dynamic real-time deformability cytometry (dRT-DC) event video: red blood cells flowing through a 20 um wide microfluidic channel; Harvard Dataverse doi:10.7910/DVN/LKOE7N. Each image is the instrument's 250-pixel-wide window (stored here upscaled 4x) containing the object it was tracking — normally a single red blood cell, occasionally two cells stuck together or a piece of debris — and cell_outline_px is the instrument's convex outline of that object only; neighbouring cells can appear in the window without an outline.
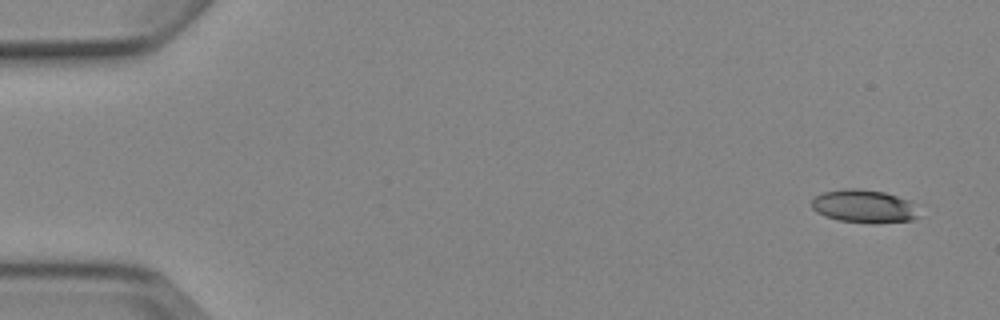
{"species": "Egyptian fruit bat (a non-hibernating species)", "species_latin": "Rousettus aegyptiacus", "temperature_condition": "cold", "stored_images_in_passage": 5, "camera_frame_rate_fps": 3000, "um_per_image_px": 0.085, "animal": {"sex": "female"}, "frame": {"image": 1, "passage_image": 1, "time_ms": 0.0, "image_size_px": [1000, 320], "cell_outline_px": [[924, 216], [912, 220], [876, 224], [872, 224], [836, 220], [824, 216], [816, 212], [812, 208], [812, 200], [816, 196], [824, 192], [844, 188], [856, 188], [884, 192], [908, 200]], "centroid_in_image_um": [73.47, 17.56], "position_along_channel_um": 11.5, "area_um2": 21.04}}
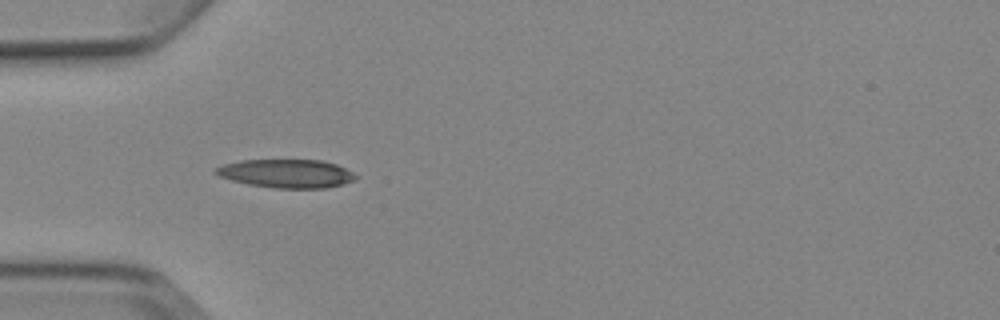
{"frame": {"image": 2, "passage_image": 4, "time_ms": 4.667, "image_size_px": [1000, 320], "cell_outline_px": [[360, 176], [356, 180], [328, 188], [272, 188], [248, 184], [232, 180], [220, 176], [212, 172], [212, 168], [224, 164], [240, 160], [324, 160], [336, 164]], "centroid_in_image_um": [24.35, 14.75], "position_along_channel_um": 60.6, "area_um2": 23.47}}
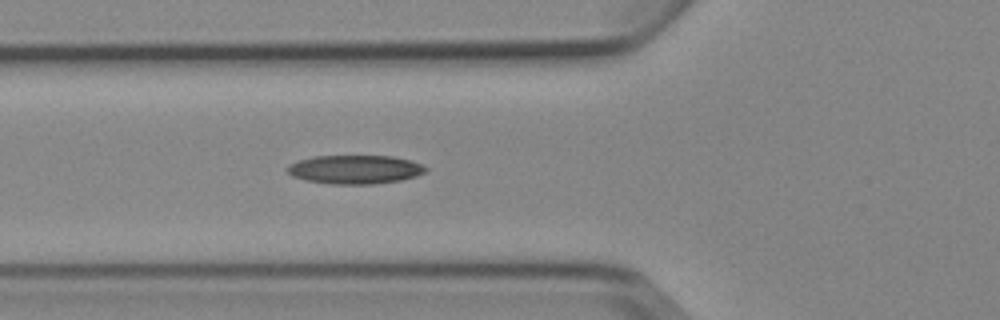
{"frame": {"image": 3, "passage_image": 5, "time_ms": 5.667, "image_size_px": [1000, 320], "cell_outline_px": [[428, 168], [424, 172], [416, 176], [400, 180], [372, 184], [332, 184], [304, 180], [292, 176], [284, 168], [288, 164], [312, 156], [392, 156], [412, 160]], "centroid_in_image_um": [30.14, 14.4], "position_along_channel_um": 95.7, "area_um2": 23.24}}